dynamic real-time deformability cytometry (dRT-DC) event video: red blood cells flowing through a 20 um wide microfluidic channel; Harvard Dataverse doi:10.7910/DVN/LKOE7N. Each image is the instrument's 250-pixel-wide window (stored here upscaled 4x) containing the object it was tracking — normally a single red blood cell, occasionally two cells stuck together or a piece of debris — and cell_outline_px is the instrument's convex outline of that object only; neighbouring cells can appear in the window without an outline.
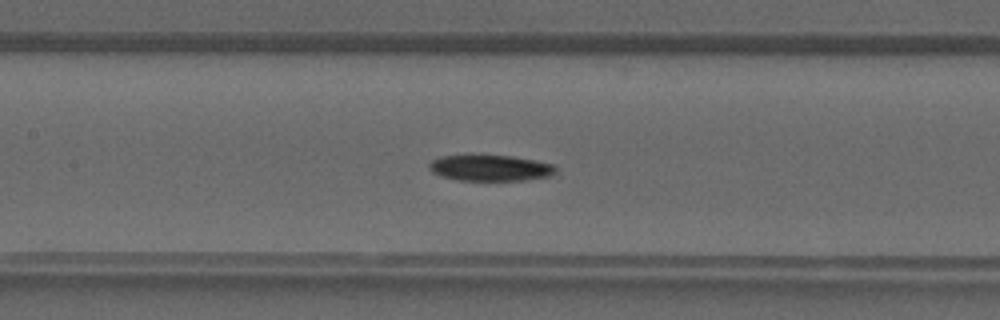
{"species": "common noctule bat (a hibernating species)", "species_latin": "Nyctalus noctula", "temperature_condition": "warm", "stored_images_in_passage": 42, "camera_frame_rate_fps": 3000, "um_per_image_px": 0.085, "animal": {"sex": "male", "forearm_length_mm": 52.5}, "frame": {"image": 1, "passage_image": 20, "time_ms": 6.333, "image_size_px": [1000, 320], "cell_outline_px": [[556, 172], [552, 176], [524, 180], [456, 180], [440, 176], [432, 172], [428, 168], [428, 164], [432, 160], [440, 156], [472, 152], [512, 156], [536, 160], [552, 164], [556, 168]], "centroid_in_image_um": [41.61, 14.23], "position_along_channel_um": 165.8, "area_um2": 20.17}}
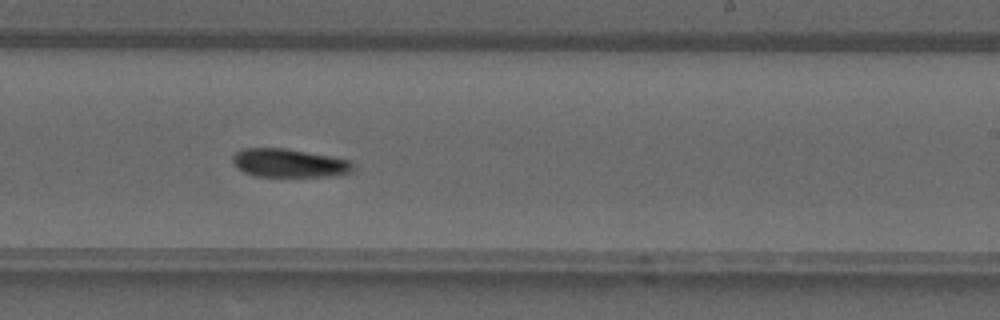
{"frame": {"image": 2, "passage_image": 26, "time_ms": 8.333, "image_size_px": [1000, 320], "cell_outline_px": [[352, 172], [336, 176], [256, 176], [244, 172], [232, 160], [232, 156], [236, 152], [244, 148], [288, 148], [348, 160], [352, 164]], "centroid_in_image_um": [24.57, 13.86], "position_along_channel_um": 264.4, "area_um2": 19.71}}
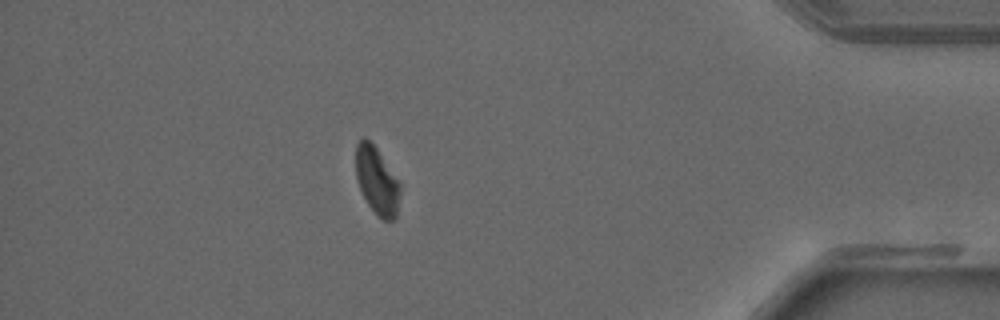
{"frame": {"image": 3, "passage_image": 37, "time_ms": 12.0, "image_size_px": [1000, 320], "cell_outline_px": [[400, 192], [396, 216], [392, 220], [384, 220], [376, 216], [368, 204], [360, 188], [356, 176], [356, 144], [364, 136], [376, 148], [400, 184]], "centroid_in_image_um": [32.02, 15.38], "position_along_channel_um": 403.2, "area_um2": 17.05}}